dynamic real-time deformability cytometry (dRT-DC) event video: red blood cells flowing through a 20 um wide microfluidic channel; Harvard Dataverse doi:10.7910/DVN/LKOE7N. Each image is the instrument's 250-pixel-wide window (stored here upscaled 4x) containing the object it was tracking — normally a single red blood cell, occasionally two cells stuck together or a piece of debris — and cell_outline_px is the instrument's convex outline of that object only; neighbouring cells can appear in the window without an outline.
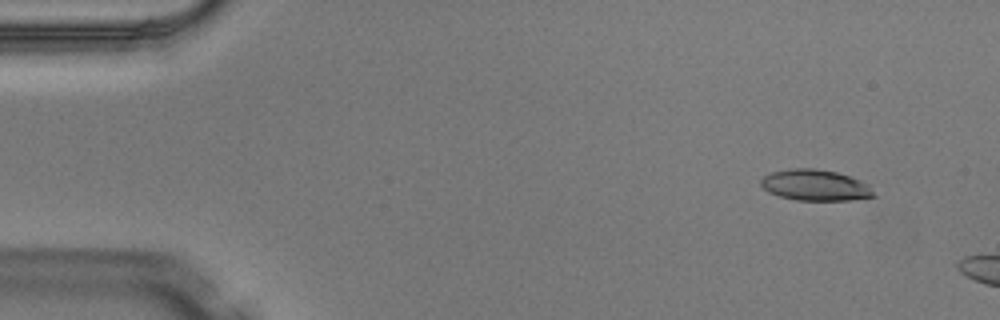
{"species": "Egyptian fruit bat (a non-hibernating species)", "species_latin": "Rousettus aegyptiacus", "temperature_condition": "warm", "stored_images_in_passage": 4, "camera_frame_rate_fps": 3000, "um_per_image_px": 0.085, "animal": {"sex": "male"}, "frame": {"image": 1, "passage_image": 2, "time_ms": 0.333, "image_size_px": [1000, 320], "cell_outline_px": [[876, 196], [852, 200], [796, 200], [780, 196], [768, 192], [760, 184], [760, 180], [764, 176], [772, 172], [788, 168], [816, 168], [836, 172], [860, 180], [868, 184]], "centroid_in_image_um": [69.28, 15.73], "position_along_channel_um": 15.7, "area_um2": 20.4}}